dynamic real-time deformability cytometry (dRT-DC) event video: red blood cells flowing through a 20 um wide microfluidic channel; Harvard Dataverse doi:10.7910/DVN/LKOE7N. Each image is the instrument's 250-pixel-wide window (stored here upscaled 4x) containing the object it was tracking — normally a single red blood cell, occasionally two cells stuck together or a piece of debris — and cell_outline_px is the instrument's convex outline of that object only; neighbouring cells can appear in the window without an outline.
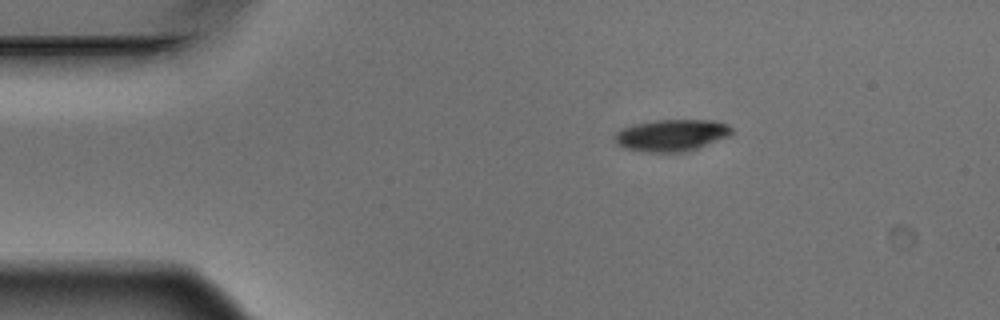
{"species": "Egyptian fruit bat (a non-hibernating species)", "species_latin": "Rousettus aegyptiacus", "temperature_condition": "warm", "stored_images_in_passage": 3, "camera_frame_rate_fps": 3000, "um_per_image_px": 0.085, "animal": {"sex": "male"}, "frame": {"image": 1, "passage_image": 1, "time_ms": 0.0, "image_size_px": [1000, 320], "cell_outline_px": [[732, 132], [728, 136], [688, 152], [644, 152], [624, 148], [616, 144], [612, 136], [620, 128], [632, 124], [656, 120], [716, 120], [728, 124], [732, 128]], "centroid_in_image_um": [57.03, 11.49], "position_along_channel_um": 28.0, "area_um2": 22.02}}
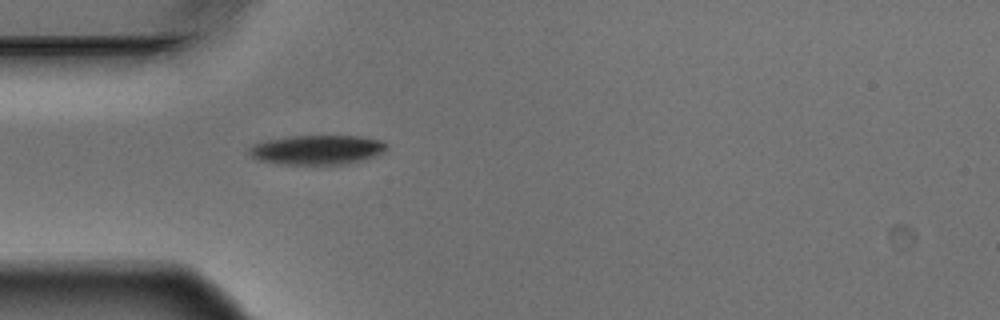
{"frame": {"image": 2, "passage_image": 3, "time_ms": 0.667, "image_size_px": [1000, 320], "cell_outline_px": [[388, 148], [384, 152], [376, 156], [344, 164], [276, 164], [256, 160], [248, 152], [248, 148], [252, 144], [268, 140], [288, 136], [360, 136], [384, 140], [388, 144]], "centroid_in_image_um": [26.96, 12.73], "position_along_channel_um": 58.0, "area_um2": 23.87}}